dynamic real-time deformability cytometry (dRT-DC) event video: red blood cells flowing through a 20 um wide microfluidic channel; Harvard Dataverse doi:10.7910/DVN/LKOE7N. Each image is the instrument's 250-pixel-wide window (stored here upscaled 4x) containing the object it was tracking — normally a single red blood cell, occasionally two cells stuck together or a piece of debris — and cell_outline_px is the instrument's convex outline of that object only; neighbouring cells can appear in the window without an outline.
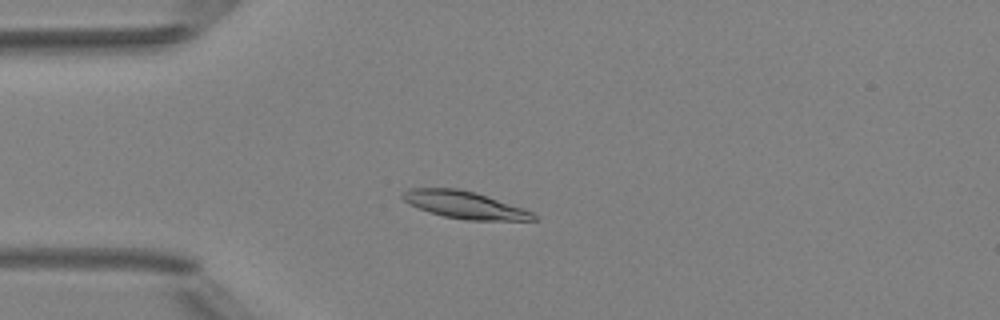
{"species": "Egyptian fruit bat (a non-hibernating species)", "species_latin": "Rousettus aegyptiacus", "temperature_condition": "room temperature", "stored_images_in_passage": 4, "camera_frame_rate_fps": 3000, "um_per_image_px": 0.085, "animal": {"sex": "female"}, "frame": {"image": 1, "passage_image": 4, "time_ms": 3.667, "image_size_px": [1000, 320], "cell_outline_px": [[536, 220], [468, 220], [444, 216], [428, 212], [408, 204], [400, 196], [408, 188], [460, 188], [476, 192], [524, 208], [532, 212], [536, 216]], "centroid_in_image_um": [39.47, 17.4], "position_along_channel_um": 45.5, "area_um2": 20.87}}